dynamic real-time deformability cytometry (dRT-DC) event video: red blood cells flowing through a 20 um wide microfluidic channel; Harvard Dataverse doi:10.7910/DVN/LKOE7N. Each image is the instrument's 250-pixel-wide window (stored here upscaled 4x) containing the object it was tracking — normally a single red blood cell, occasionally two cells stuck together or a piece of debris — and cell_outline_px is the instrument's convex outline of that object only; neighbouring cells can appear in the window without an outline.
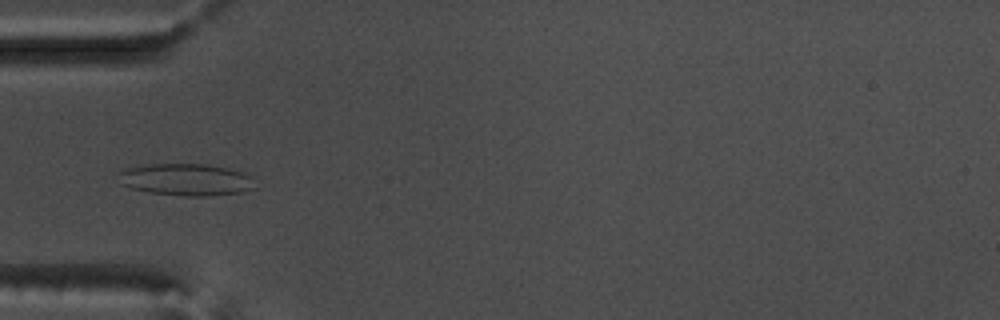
{"species": "common noctule bat (a hibernating species)", "species_latin": "Nyctalus noctula", "temperature_condition": "warm", "stored_images_in_passage": 35, "camera_frame_rate_fps": 3000, "um_per_image_px": 0.085, "animal": {"sex": "male", "body_mass_g": 17.5, "forearm_length_mm": 52.3}, "frame": {"image": 1, "passage_image": 1, "time_ms": 0.0, "image_size_px": [1000, 320], "cell_outline_px": [[256, 188], [244, 192], [208, 196], [184, 196], [148, 192], [132, 188], [120, 184], [120, 172], [124, 168], [148, 164], [208, 164], [228, 168], [244, 172], [252, 176]], "centroid_in_image_um": [15.86, 15.27], "position_along_channel_um": 69.1, "area_um2": 25.72}}
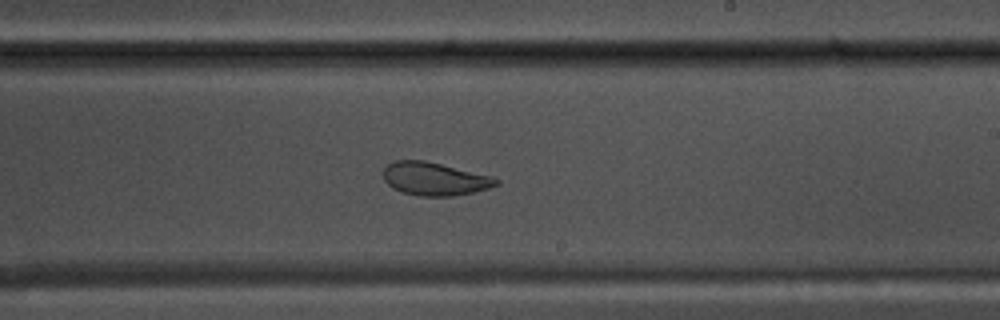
{"frame": {"image": 2, "passage_image": 16, "time_ms": 5.0, "image_size_px": [1000, 320], "cell_outline_px": [[500, 184], [488, 188], [472, 192], [452, 196], [420, 196], [404, 192], [392, 188], [384, 180], [384, 168], [392, 160], [424, 160], [492, 176], [500, 180]], "centroid_in_image_um": [36.94, 15.19], "position_along_channel_um": 252.1, "area_um2": 21.68}}
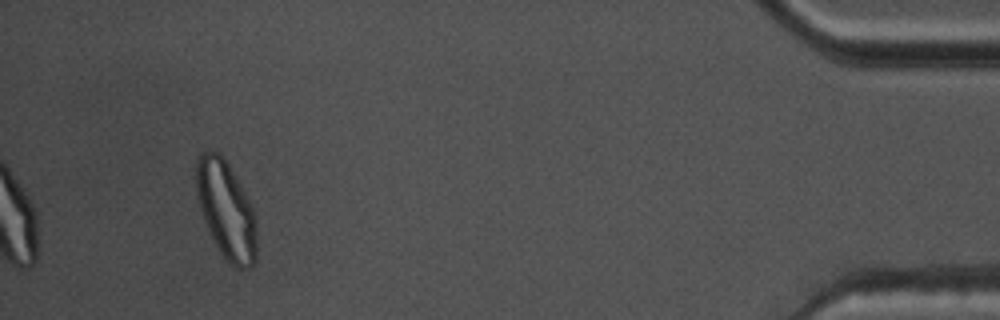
{"frame": {"image": 3, "passage_image": 35, "time_ms": 11.333, "image_size_px": [1000, 320], "cell_outline_px": [[256, 260], [252, 268], [236, 268], [224, 256], [216, 244], [204, 220], [200, 208], [196, 192], [196, 160], [200, 152], [212, 148], [220, 152], [228, 164], [244, 192], [256, 216]], "centroid_in_image_um": [19.21, 17.8], "position_along_channel_um": 416.0, "area_um2": 34.28}, "authors_computed_cell_mechanics": {"area_um2": 22.4264, "velocity_mm_per_s": 3.6662, "shape_relaxation_time_tau1_ms": null, "shape_relaxation_time_tau2_ms": 1.436, "deformation_change_tau1": null, "deformation_change_tau2": 0.0671}}